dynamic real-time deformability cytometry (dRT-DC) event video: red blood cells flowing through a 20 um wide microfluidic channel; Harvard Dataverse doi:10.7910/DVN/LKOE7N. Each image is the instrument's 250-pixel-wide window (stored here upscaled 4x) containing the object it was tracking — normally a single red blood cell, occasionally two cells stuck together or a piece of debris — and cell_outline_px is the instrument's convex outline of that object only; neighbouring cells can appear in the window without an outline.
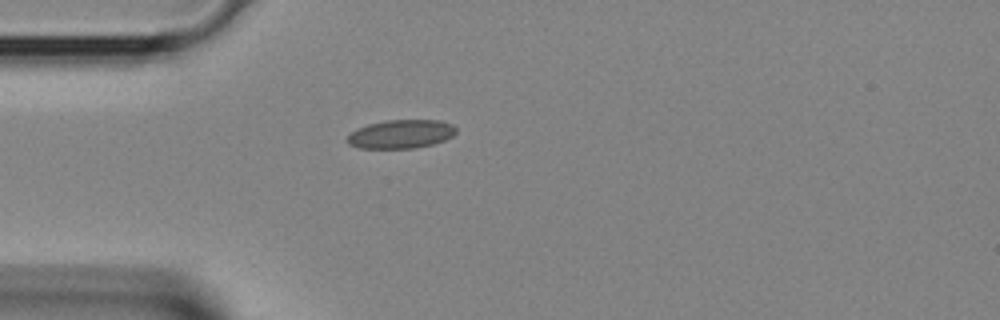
{"species": "Egyptian fruit bat (a non-hibernating species)", "species_latin": "Rousettus aegyptiacus", "temperature_condition": "room temperature", "stored_images_in_passage": 28, "camera_frame_rate_fps": 3000, "um_per_image_px": 0.085, "animal": {"sex": "female"}, "frame": {"image": 1, "passage_image": 1, "time_ms": 0.0, "image_size_px": [1000, 320], "cell_outline_px": [[456, 132], [452, 136], [444, 140], [432, 144], [412, 148], [360, 148], [348, 144], [348, 136], [356, 128], [368, 124], [384, 120], [440, 120], [452, 124], [456, 128]], "centroid_in_image_um": [34.08, 11.38], "position_along_channel_um": 50.9, "area_um2": 18.09}}
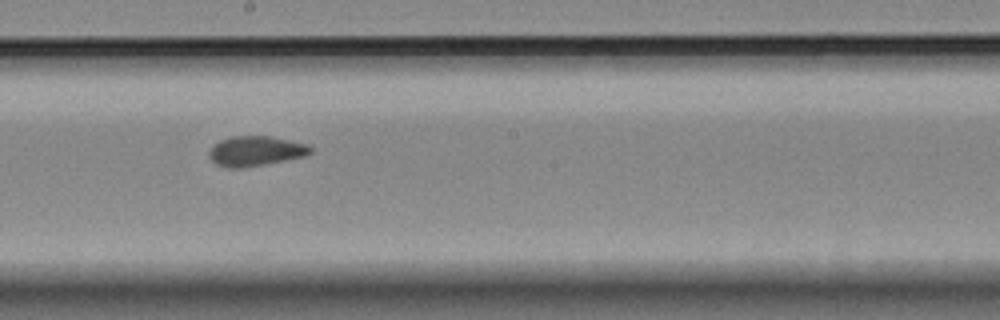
{"frame": {"image": 2, "passage_image": 12, "time_ms": 3.667, "image_size_px": [1000, 320], "cell_outline_px": [[312, 152], [308, 156], [264, 164], [240, 168], [228, 168], [216, 164], [208, 156], [208, 152], [220, 140], [232, 136], [268, 136], [312, 144]], "centroid_in_image_um": [21.79, 12.84], "position_along_channel_um": 226.4, "area_um2": 17.8}}
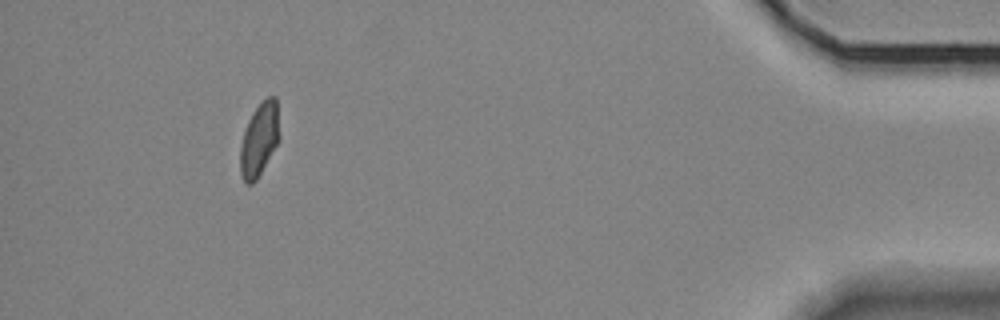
{"frame": {"image": 3, "passage_image": 27, "time_ms": 8.667, "image_size_px": [1000, 320], "cell_outline_px": [[280, 140], [256, 180], [252, 184], [244, 184], [240, 172], [240, 148], [244, 132], [248, 120], [252, 112], [268, 96], [276, 96], [280, 136]], "centroid_in_image_um": [22.05, 11.87], "position_along_channel_um": 413.2, "area_um2": 16.82}}